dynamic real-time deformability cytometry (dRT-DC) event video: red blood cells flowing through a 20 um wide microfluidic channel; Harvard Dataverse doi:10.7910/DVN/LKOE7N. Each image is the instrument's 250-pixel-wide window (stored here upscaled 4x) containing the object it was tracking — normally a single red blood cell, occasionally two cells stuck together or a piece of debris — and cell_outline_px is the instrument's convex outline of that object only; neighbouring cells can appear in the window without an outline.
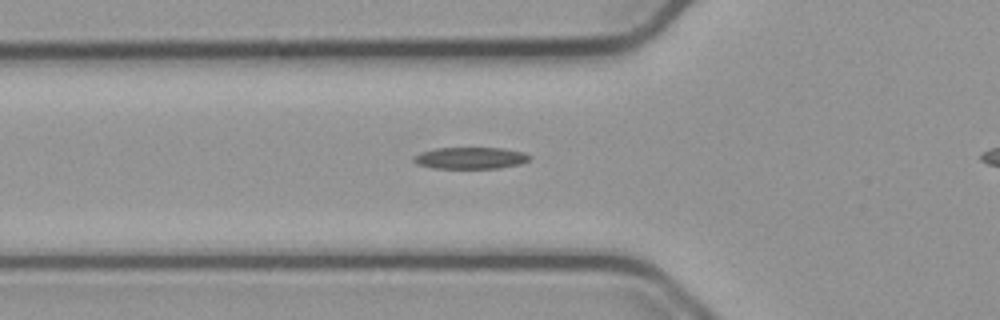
{"species": "common noctule bat (a hibernating species)", "species_latin": "Nyctalus noctula", "temperature_condition": "cold", "stored_images_in_passage": 37, "camera_frame_rate_fps": 3000, "um_per_image_px": 0.085, "animal": {"sex": "male", "body_mass_g": 23.1, "forearm_length_mm": 52.7}, "frame": {"image": 1, "passage_image": 8, "time_ms": 2.333, "image_size_px": [1000, 320], "cell_outline_px": [[528, 160], [520, 164], [500, 168], [432, 168], [416, 164], [412, 160], [416, 156], [424, 152], [436, 148], [500, 148], [524, 152], [528, 156]], "centroid_in_image_um": [39.98, 13.44], "position_along_channel_um": 85.8, "area_um2": 14.39}}
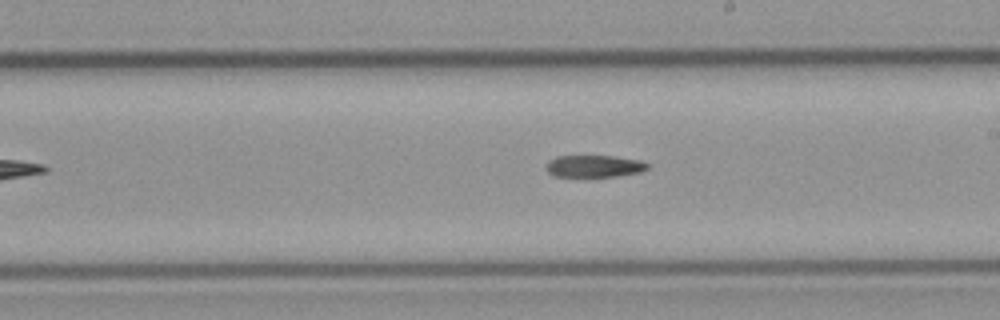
{"frame": {"image": 2, "passage_image": 20, "time_ms": 6.333, "image_size_px": [1000, 320], "cell_outline_px": [[648, 168], [640, 172], [616, 176], [556, 176], [548, 172], [548, 160], [556, 156], [612, 156], [640, 160], [648, 164]], "centroid_in_image_um": [50.52, 14.11], "position_along_channel_um": 238.5, "area_um2": 12.77}}
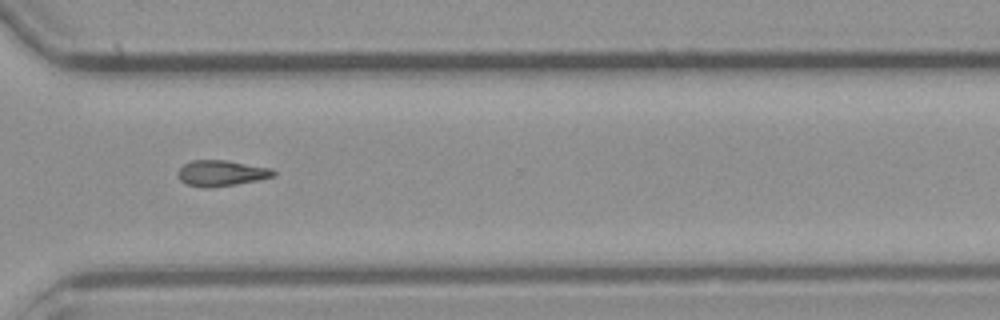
{"frame": {"image": 3, "passage_image": 29, "time_ms": 9.333, "image_size_px": [1000, 320], "cell_outline_px": [[276, 172], [272, 176], [256, 180], [236, 184], [212, 188], [204, 188], [188, 184], [180, 180], [180, 168], [184, 164], [192, 160], [224, 160], [272, 168]], "centroid_in_image_um": [18.82, 14.72], "position_along_channel_um": 351.8, "area_um2": 14.1}}